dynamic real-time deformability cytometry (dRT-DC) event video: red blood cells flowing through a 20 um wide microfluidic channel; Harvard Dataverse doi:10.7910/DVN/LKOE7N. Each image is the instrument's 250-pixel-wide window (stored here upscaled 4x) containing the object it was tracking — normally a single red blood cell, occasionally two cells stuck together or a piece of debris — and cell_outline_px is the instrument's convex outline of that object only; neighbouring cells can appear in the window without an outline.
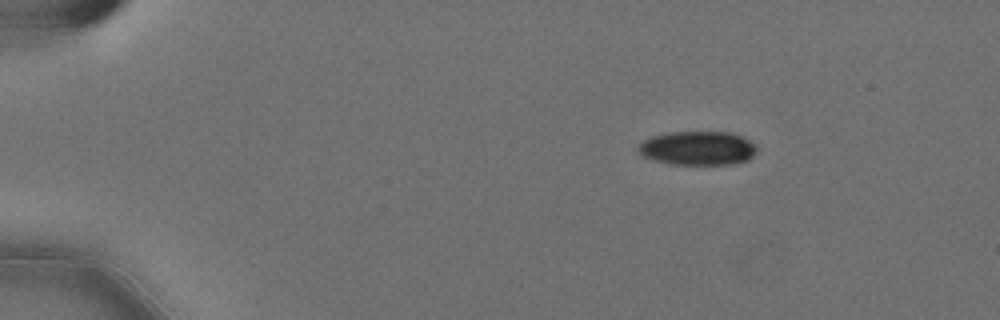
{"species": "Egyptian fruit bat (a non-hibernating species)", "species_latin": "Rousettus aegyptiacus", "temperature_condition": "cold", "stored_images_in_passage": 49, "camera_frame_rate_fps": 3000, "um_per_image_px": 0.085, "animal": {"sex": "female"}, "frame": {"image": 1, "passage_image": 1, "time_ms": 0.0, "image_size_px": [1000, 320], "cell_outline_px": [[756, 152], [748, 160], [736, 164], [672, 164], [652, 160], [644, 156], [636, 148], [644, 140], [652, 136], [668, 132], [732, 132], [744, 136], [756, 148]], "centroid_in_image_um": [59.31, 12.59], "position_along_channel_um": 25.7, "area_um2": 23.47}}
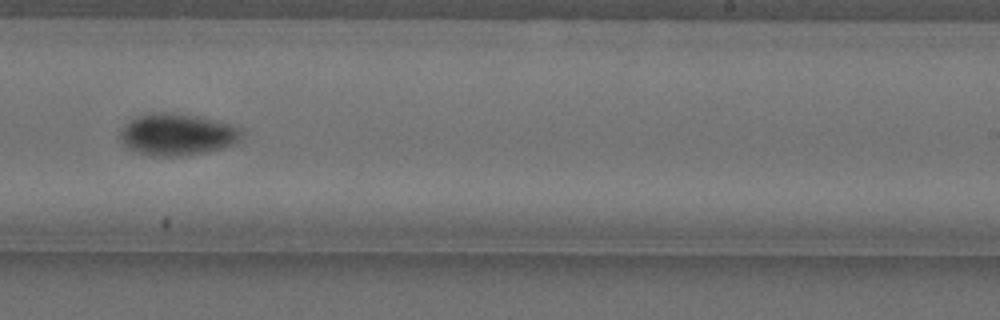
{"frame": {"image": 2, "passage_image": 29, "time_ms": 9.333, "image_size_px": [1000, 320], "cell_outline_px": [[244, 132], [240, 140], [236, 144], [224, 148], [208, 152], [180, 156], [148, 156], [128, 148], [120, 140], [120, 128], [132, 120], [140, 116], [164, 112], [188, 116], [228, 124], [240, 128]], "centroid_in_image_um": [15.07, 11.48], "position_along_channel_um": 273.9, "area_um2": 29.07}}
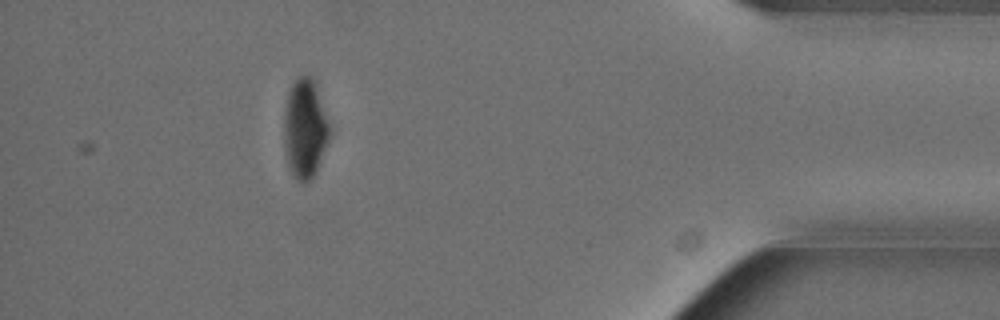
{"frame": {"image": 3, "passage_image": 44, "time_ms": 14.333, "image_size_px": [1000, 320], "cell_outline_px": [[332, 128], [328, 140], [316, 172], [304, 184], [296, 180], [288, 164], [284, 148], [284, 112], [288, 92], [292, 84], [300, 76], [308, 76], [316, 84]], "centroid_in_image_um": [25.93, 10.94], "position_along_channel_um": 409.3, "area_um2": 26.41}, "authors_computed_cell_mechanics": {"area_um2": 27.455, "velocity_mm_per_s": 3.5688, "shape_relaxation_time_tau1_ms": 3.8428, "shape_relaxation_time_tau2_ms": null, "deformation_change_tau1": 0.1224, "deformation_change_tau2": null}}